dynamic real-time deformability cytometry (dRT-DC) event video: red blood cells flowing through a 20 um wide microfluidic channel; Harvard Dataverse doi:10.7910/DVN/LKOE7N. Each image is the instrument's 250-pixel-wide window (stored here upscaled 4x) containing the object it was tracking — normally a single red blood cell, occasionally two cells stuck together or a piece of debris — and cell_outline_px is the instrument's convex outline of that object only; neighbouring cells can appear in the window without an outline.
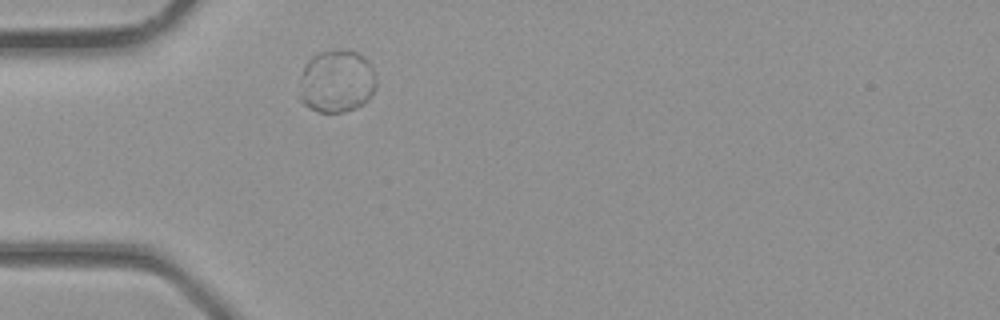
{"species": "common noctule bat (a hibernating species)", "species_latin": "Nyctalus noctula", "temperature_condition": "room temperature", "stored_images_in_passage": 1, "camera_frame_rate_fps": 3000, "um_per_image_px": 0.085, "animal": {"sex": "male", "body_mass_g": 23.1, "forearm_length_mm": 52.7}, "frame": {"image": 1, "passage_image": 1, "time_ms": 0.0, "image_size_px": [1000, 320], "cell_outline_px": [[376, 84], [368, 100], [356, 108], [344, 112], [316, 112], [308, 108], [300, 100], [300, 76], [304, 64], [312, 56], [320, 52], [344, 48], [356, 52], [364, 56], [372, 68], [376, 80]], "centroid_in_image_um": [28.59, 6.91], "position_along_channel_um": 56.4, "area_um2": 28.44}}